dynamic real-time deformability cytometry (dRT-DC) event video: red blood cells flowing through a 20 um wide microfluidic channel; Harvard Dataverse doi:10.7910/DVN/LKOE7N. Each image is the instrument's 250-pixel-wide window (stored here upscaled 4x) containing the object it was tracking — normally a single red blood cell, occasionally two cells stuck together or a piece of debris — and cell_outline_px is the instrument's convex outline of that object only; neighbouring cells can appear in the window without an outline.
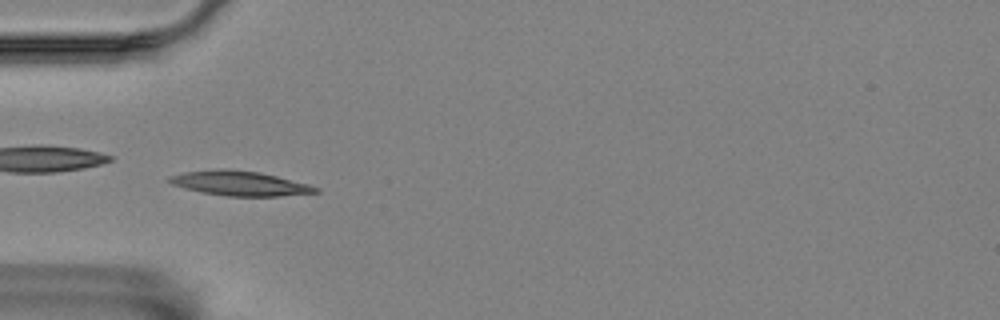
{"species": "Egyptian fruit bat (a non-hibernating species)", "species_latin": "Rousettus aegyptiacus", "temperature_condition": "room temperature", "stored_images_in_passage": 40, "camera_frame_rate_fps": 3000, "um_per_image_px": 0.085, "animal": {"sex": "female"}, "frame": {"image": 1, "passage_image": 1, "time_ms": 0.0, "image_size_px": [1000, 320], "cell_outline_px": [[320, 192], [280, 196], [228, 196], [204, 192], [184, 188], [172, 184], [164, 180], [168, 176], [184, 172], [220, 168], [228, 168], [260, 172], [308, 184], [320, 188]], "centroid_in_image_um": [20.35, 15.57], "position_along_channel_um": 64.6, "area_um2": 21.1}}
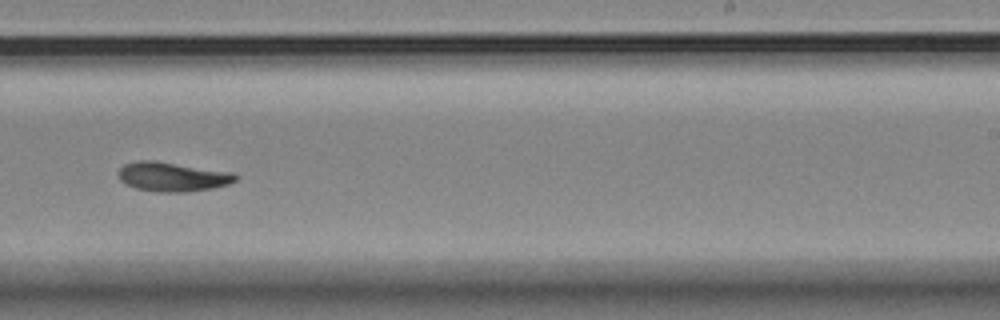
{"frame": {"image": 2, "passage_image": 19, "time_ms": 6.0, "image_size_px": [1000, 320], "cell_outline_px": [[240, 176], [236, 180], [228, 184], [212, 188], [188, 192], [160, 192], [136, 188], [120, 180], [116, 172], [124, 164], [136, 160], [156, 160], [236, 172]], "centroid_in_image_um": [14.69, 15.0], "position_along_channel_um": 274.3, "area_um2": 20.4}}
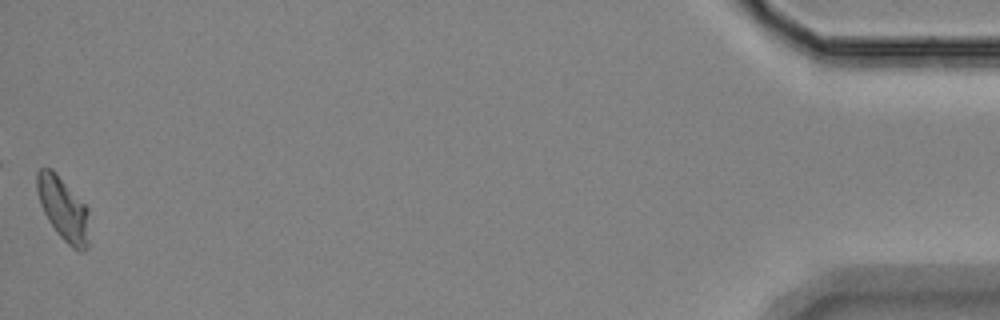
{"frame": {"image": 3, "passage_image": 40, "time_ms": 13.0, "image_size_px": [1000, 320], "cell_outline_px": [[88, 248], [84, 252], [80, 252], [72, 248], [56, 232], [48, 220], [40, 204], [36, 188], [36, 172], [40, 168], [52, 168], [88, 208]], "centroid_in_image_um": [5.37, 17.76], "position_along_channel_um": 429.8, "area_um2": 19.31}, "authors_computed_cell_mechanics": {"area_um2": 19.2763, "velocity_mm_per_s": 3.509, "shape_relaxation_time_tau1_ms": 4.0079, "shape_relaxation_time_tau2_ms": null, "deformation_change_tau1": 0.1322, "deformation_change_tau2": null}}